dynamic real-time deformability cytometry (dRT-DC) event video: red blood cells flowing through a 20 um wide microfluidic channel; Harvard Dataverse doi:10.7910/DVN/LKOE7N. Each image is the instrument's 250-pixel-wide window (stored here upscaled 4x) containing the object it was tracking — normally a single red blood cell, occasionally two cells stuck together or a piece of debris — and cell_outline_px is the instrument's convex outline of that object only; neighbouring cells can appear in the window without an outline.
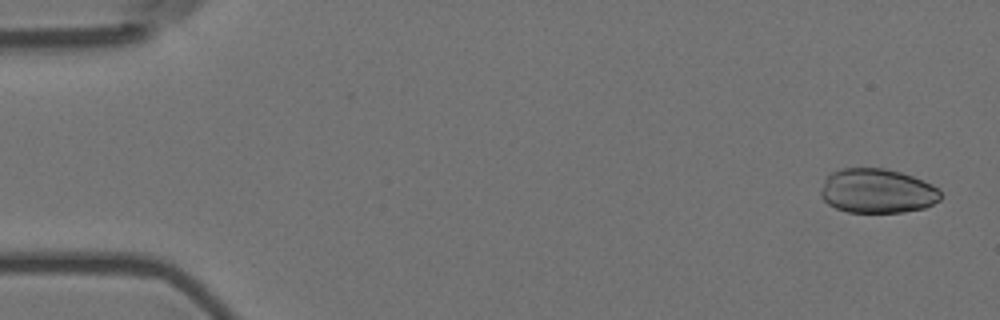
{"species": "Egyptian fruit bat (a non-hibernating species)", "species_latin": "Rousettus aegyptiacus", "temperature_condition": "room temperature", "stored_images_in_passage": 5, "camera_frame_rate_fps": 3000, "um_per_image_px": 0.085, "animal": {"sex": "female"}, "frame": {"image": 1, "passage_image": 1, "time_ms": 0.0, "image_size_px": [1000, 320], "cell_outline_px": [[940, 200], [924, 208], [904, 212], [848, 212], [836, 208], [828, 204], [820, 196], [820, 192], [824, 180], [832, 172], [840, 168], [884, 168], [900, 172], [912, 176], [932, 184], [940, 192]], "centroid_in_image_um": [74.54, 16.23], "position_along_channel_um": 10.5, "area_um2": 30.98}}